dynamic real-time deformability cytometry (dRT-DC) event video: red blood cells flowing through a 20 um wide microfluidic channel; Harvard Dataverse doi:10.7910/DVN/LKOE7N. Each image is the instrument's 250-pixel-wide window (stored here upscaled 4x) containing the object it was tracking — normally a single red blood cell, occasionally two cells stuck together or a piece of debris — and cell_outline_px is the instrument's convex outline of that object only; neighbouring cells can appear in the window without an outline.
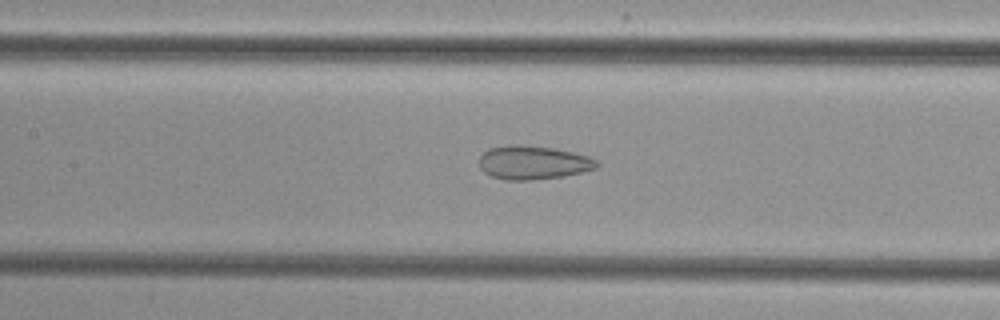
{"species": "common noctule bat (a hibernating species)", "species_latin": "Nyctalus noctula", "temperature_condition": "cold", "stored_images_in_passage": 45, "camera_frame_rate_fps": 3000, "um_per_image_px": 0.085, "animal": {"sex": "female", "body_mass_g": 29.2, "forearm_length_mm": 56.3}, "frame": {"image": 1, "passage_image": 16, "time_ms": 5.0, "image_size_px": [1000, 320], "cell_outline_px": [[600, 164], [596, 168], [564, 176], [532, 180], [504, 180], [492, 176], [484, 172], [480, 168], [480, 156], [488, 148], [516, 144], [520, 144], [552, 148], [572, 152], [588, 156], [596, 160]], "centroid_in_image_um": [45.3, 13.82], "position_along_channel_um": 162.1, "area_um2": 23.0}}
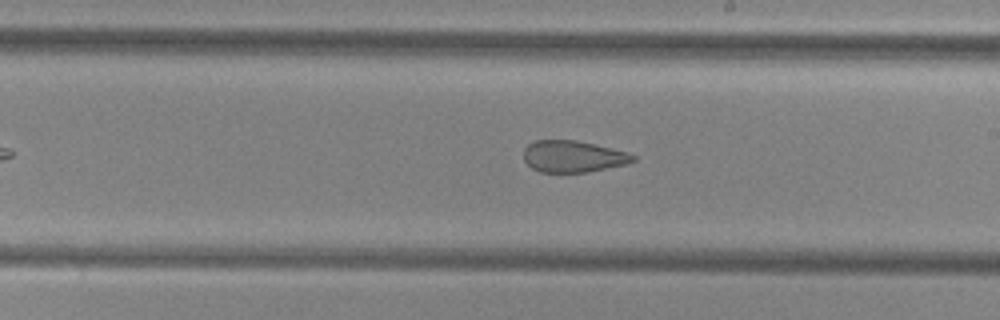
{"frame": {"image": 2, "passage_image": 22, "time_ms": 7.0, "image_size_px": [1000, 320], "cell_outline_px": [[636, 160], [628, 164], [588, 172], [540, 172], [532, 168], [524, 160], [524, 148], [532, 140], [576, 140], [612, 148], [628, 152], [636, 156]], "centroid_in_image_um": [48.72, 13.29], "position_along_channel_um": 240.3, "area_um2": 20.35}}
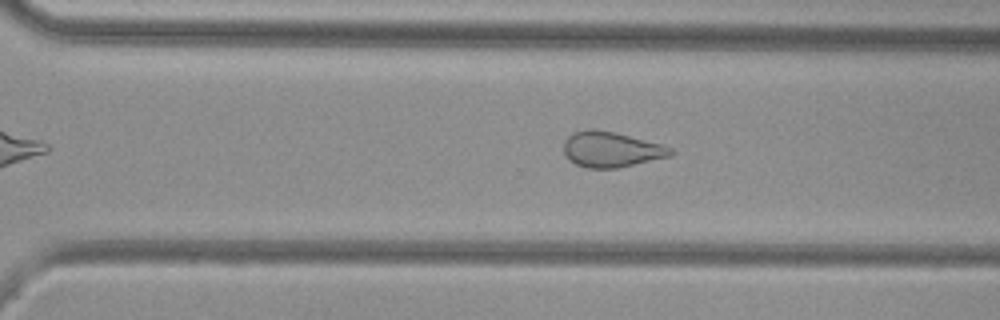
{"frame": {"image": 3, "passage_image": 28, "time_ms": 9.0, "image_size_px": [1000, 320], "cell_outline_px": [[676, 152], [672, 156], [616, 168], [588, 168], [576, 164], [568, 160], [564, 152], [564, 140], [568, 136], [576, 132], [588, 128], [596, 128], [664, 144], [672, 148]], "centroid_in_image_um": [51.98, 12.7], "position_along_channel_um": 318.6, "area_um2": 22.25}}